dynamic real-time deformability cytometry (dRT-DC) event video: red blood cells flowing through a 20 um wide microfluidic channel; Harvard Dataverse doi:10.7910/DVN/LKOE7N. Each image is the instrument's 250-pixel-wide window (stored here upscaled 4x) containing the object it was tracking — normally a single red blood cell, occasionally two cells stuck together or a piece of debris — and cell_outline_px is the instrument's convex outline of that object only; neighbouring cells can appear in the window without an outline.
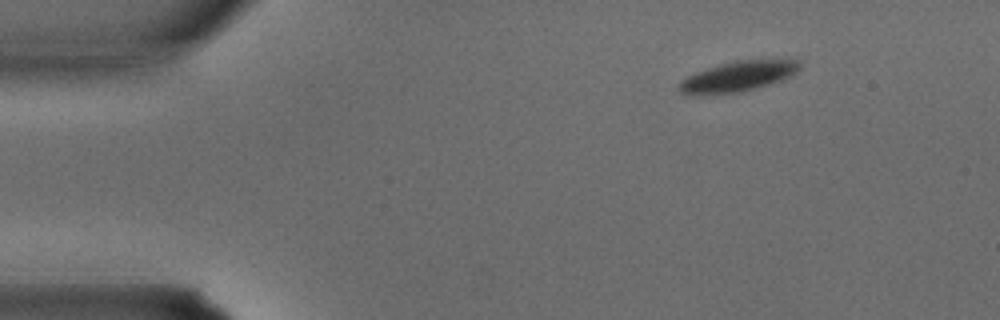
{"species": "common noctule bat (a hibernating species)", "species_latin": "Nyctalus noctula", "temperature_condition": "warm", "stored_images_in_passage": 5, "camera_frame_rate_fps": 3000, "um_per_image_px": 0.085, "animal": {"sex": "male", "body_mass_g": 15.6}, "frame": {"image": 1, "passage_image": 1, "time_ms": 0.0, "image_size_px": [1000, 320], "cell_outline_px": [[800, 68], [796, 72], [780, 80], [768, 84], [740, 92], [700, 96], [688, 96], [680, 92], [676, 88], [680, 80], [696, 72], [720, 64], [736, 60], [796, 60], [800, 64]], "centroid_in_image_um": [62.6, 6.53], "position_along_channel_um": 22.4, "area_um2": 21.27}}